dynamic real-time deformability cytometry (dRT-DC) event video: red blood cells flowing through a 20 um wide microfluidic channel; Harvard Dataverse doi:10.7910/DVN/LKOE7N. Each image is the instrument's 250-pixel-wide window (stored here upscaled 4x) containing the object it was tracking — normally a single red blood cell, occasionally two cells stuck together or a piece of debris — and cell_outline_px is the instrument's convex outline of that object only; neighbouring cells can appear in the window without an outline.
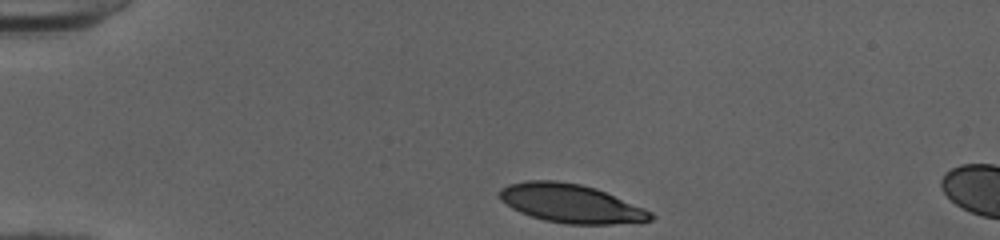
{"species": "human", "species_latin": "Homo sapiens", "temperature_condition": "cold", "stored_images_in_passage": 6, "camera_frame_rate_fps": 3000, "um_per_image_px": 0.085, "donor": {"sex": "female"}, "frame": {"image": 1, "passage_image": 1, "time_ms": 0.0, "image_size_px": [1000, 240], "cell_outline_px": [[656, 216], [652, 220], [640, 224], [564, 224], [544, 220], [520, 212], [512, 208], [500, 200], [500, 188], [508, 184], [528, 180], [556, 180], [580, 184], [596, 188], [644, 208], [652, 212]], "centroid_in_image_um": [48.58, 17.31], "position_along_channel_um": 36.4, "area_um2": 34.39}}